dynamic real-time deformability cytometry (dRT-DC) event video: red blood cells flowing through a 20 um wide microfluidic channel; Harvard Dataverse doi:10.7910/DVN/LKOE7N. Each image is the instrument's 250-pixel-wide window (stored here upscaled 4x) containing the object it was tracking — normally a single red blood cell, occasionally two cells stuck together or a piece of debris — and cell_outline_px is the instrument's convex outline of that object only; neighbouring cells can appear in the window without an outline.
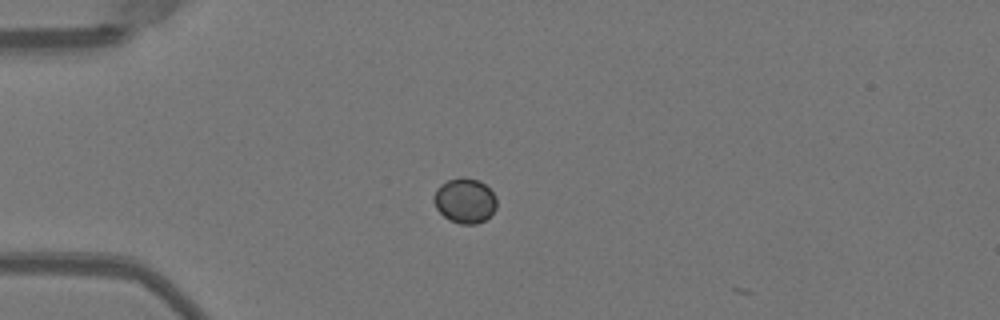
{"species": "Egyptian fruit bat (a non-hibernating species)", "species_latin": "Rousettus aegyptiacus", "temperature_condition": "warm", "stored_images_in_passage": 2, "camera_frame_rate_fps": 3000, "um_per_image_px": 0.085, "animal": {"sex": "female"}, "frame": {"image": 1, "passage_image": 1, "time_ms": 0.0, "image_size_px": [1000, 320], "cell_outline_px": [[496, 208], [484, 220], [476, 224], [460, 224], [448, 220], [436, 208], [432, 196], [436, 188], [440, 184], [448, 180], [480, 180], [496, 196]], "centroid_in_image_um": [39.49, 17.09], "position_along_channel_um": 45.5, "area_um2": 16.13}}